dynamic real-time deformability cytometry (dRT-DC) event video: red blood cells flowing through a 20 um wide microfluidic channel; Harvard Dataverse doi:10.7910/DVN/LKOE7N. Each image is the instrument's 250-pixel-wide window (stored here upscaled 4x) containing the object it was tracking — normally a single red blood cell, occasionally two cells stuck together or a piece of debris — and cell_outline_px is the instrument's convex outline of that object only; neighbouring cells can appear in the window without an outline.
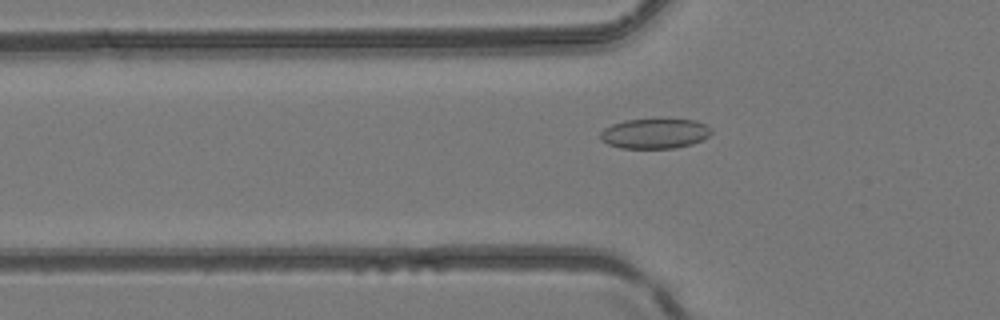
{"species": "common noctule bat (a hibernating species)", "species_latin": "Nyctalus noctula", "temperature_condition": "room temperature", "stored_images_in_passage": 33, "camera_frame_rate_fps": 3000, "um_per_image_px": 0.085, "animal": {"sex": "female", "body_mass_g": 24.6, "forearm_length_mm": 56.2}, "frame": {"image": 1, "passage_image": 2, "time_ms": 0.333, "image_size_px": [1000, 320], "cell_outline_px": [[712, 132], [708, 136], [692, 144], [676, 148], [620, 148], [608, 144], [600, 140], [600, 132], [604, 128], [612, 124], [624, 120], [696, 120], [712, 128]], "centroid_in_image_um": [55.63, 11.36], "position_along_channel_um": 70.2, "area_um2": 19.31}}
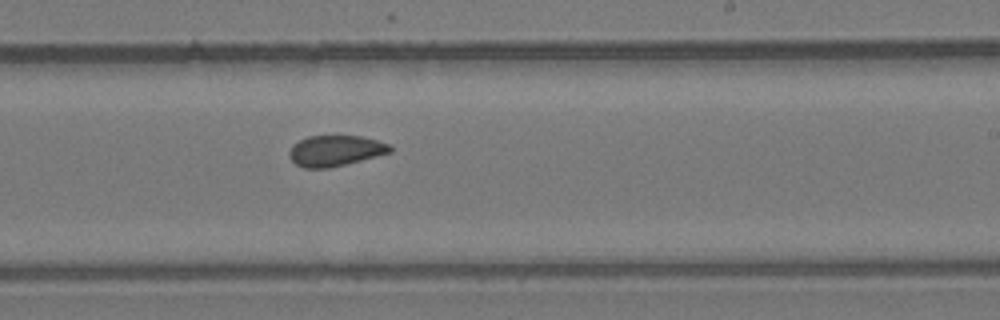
{"frame": {"image": 2, "passage_image": 15, "time_ms": 4.667, "image_size_px": [1000, 320], "cell_outline_px": [[392, 152], [328, 168], [304, 168], [296, 164], [288, 156], [288, 152], [292, 144], [308, 136], [360, 136], [392, 144]], "centroid_in_image_um": [28.49, 12.8], "position_along_channel_um": 260.5, "area_um2": 18.03}}
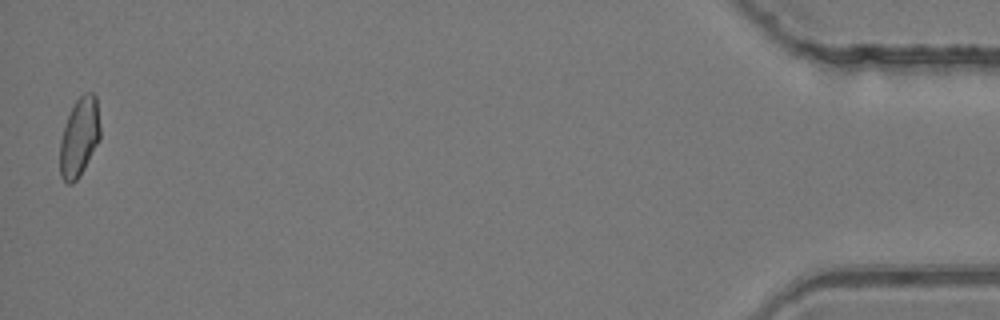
{"frame": {"image": 3, "passage_image": 33, "time_ms": 10.667, "image_size_px": [1000, 320], "cell_outline_px": [[100, 140], [84, 168], [76, 180], [72, 184], [68, 184], [60, 176], [60, 140], [68, 116], [76, 100], [84, 92], [92, 92], [96, 96], [100, 128]], "centroid_in_image_um": [6.75, 11.66], "position_along_channel_um": 428.5, "area_um2": 18.38}}